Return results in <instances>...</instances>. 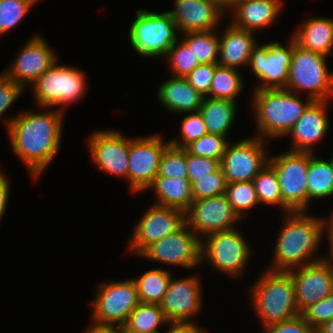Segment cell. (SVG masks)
<instances>
[{
	"label": "cell",
	"mask_w": 333,
	"mask_h": 333,
	"mask_svg": "<svg viewBox=\"0 0 333 333\" xmlns=\"http://www.w3.org/2000/svg\"><path fill=\"white\" fill-rule=\"evenodd\" d=\"M218 29L205 32H186L181 38L200 64L218 63L219 61V33ZM217 31V32H216Z\"/></svg>",
	"instance_id": "d6a6232c"
},
{
	"label": "cell",
	"mask_w": 333,
	"mask_h": 333,
	"mask_svg": "<svg viewBox=\"0 0 333 333\" xmlns=\"http://www.w3.org/2000/svg\"><path fill=\"white\" fill-rule=\"evenodd\" d=\"M165 59L169 66V73L174 77H185L200 64L195 58L192 48H189L180 38L168 50Z\"/></svg>",
	"instance_id": "d590c367"
},
{
	"label": "cell",
	"mask_w": 333,
	"mask_h": 333,
	"mask_svg": "<svg viewBox=\"0 0 333 333\" xmlns=\"http://www.w3.org/2000/svg\"><path fill=\"white\" fill-rule=\"evenodd\" d=\"M283 2L284 0H237L227 12L233 16L229 23L242 30H264L280 17L284 9Z\"/></svg>",
	"instance_id": "603a6c76"
},
{
	"label": "cell",
	"mask_w": 333,
	"mask_h": 333,
	"mask_svg": "<svg viewBox=\"0 0 333 333\" xmlns=\"http://www.w3.org/2000/svg\"><path fill=\"white\" fill-rule=\"evenodd\" d=\"M186 224L202 239L208 234L230 230L240 222L225 194L195 200L185 212Z\"/></svg>",
	"instance_id": "d6986e66"
},
{
	"label": "cell",
	"mask_w": 333,
	"mask_h": 333,
	"mask_svg": "<svg viewBox=\"0 0 333 333\" xmlns=\"http://www.w3.org/2000/svg\"><path fill=\"white\" fill-rule=\"evenodd\" d=\"M287 42L286 46L276 41L257 43L253 48L247 68L259 82L254 90L286 87L295 46L292 36Z\"/></svg>",
	"instance_id": "8fae6325"
},
{
	"label": "cell",
	"mask_w": 333,
	"mask_h": 333,
	"mask_svg": "<svg viewBox=\"0 0 333 333\" xmlns=\"http://www.w3.org/2000/svg\"><path fill=\"white\" fill-rule=\"evenodd\" d=\"M146 190H153L157 199L154 204L177 208L186 212L192 204L193 194L188 178L156 176Z\"/></svg>",
	"instance_id": "4316f807"
},
{
	"label": "cell",
	"mask_w": 333,
	"mask_h": 333,
	"mask_svg": "<svg viewBox=\"0 0 333 333\" xmlns=\"http://www.w3.org/2000/svg\"><path fill=\"white\" fill-rule=\"evenodd\" d=\"M84 333H123L122 328L115 326L99 325L91 322Z\"/></svg>",
	"instance_id": "f907efd6"
},
{
	"label": "cell",
	"mask_w": 333,
	"mask_h": 333,
	"mask_svg": "<svg viewBox=\"0 0 333 333\" xmlns=\"http://www.w3.org/2000/svg\"><path fill=\"white\" fill-rule=\"evenodd\" d=\"M253 182L261 205L276 206L281 208L284 214L292 212L282 202L278 177L269 163L257 174Z\"/></svg>",
	"instance_id": "836d02e7"
},
{
	"label": "cell",
	"mask_w": 333,
	"mask_h": 333,
	"mask_svg": "<svg viewBox=\"0 0 333 333\" xmlns=\"http://www.w3.org/2000/svg\"><path fill=\"white\" fill-rule=\"evenodd\" d=\"M287 272L293 280L300 314L333 292V273L329 263L320 260Z\"/></svg>",
	"instance_id": "ffe728a7"
},
{
	"label": "cell",
	"mask_w": 333,
	"mask_h": 333,
	"mask_svg": "<svg viewBox=\"0 0 333 333\" xmlns=\"http://www.w3.org/2000/svg\"><path fill=\"white\" fill-rule=\"evenodd\" d=\"M225 196L241 220L252 208L260 205L253 181L227 184Z\"/></svg>",
	"instance_id": "e575fe53"
},
{
	"label": "cell",
	"mask_w": 333,
	"mask_h": 333,
	"mask_svg": "<svg viewBox=\"0 0 333 333\" xmlns=\"http://www.w3.org/2000/svg\"><path fill=\"white\" fill-rule=\"evenodd\" d=\"M157 176L188 178L186 149L169 144L162 154Z\"/></svg>",
	"instance_id": "f35d334b"
},
{
	"label": "cell",
	"mask_w": 333,
	"mask_h": 333,
	"mask_svg": "<svg viewBox=\"0 0 333 333\" xmlns=\"http://www.w3.org/2000/svg\"><path fill=\"white\" fill-rule=\"evenodd\" d=\"M168 329L164 333H207L196 322L195 323H168Z\"/></svg>",
	"instance_id": "681fc988"
},
{
	"label": "cell",
	"mask_w": 333,
	"mask_h": 333,
	"mask_svg": "<svg viewBox=\"0 0 333 333\" xmlns=\"http://www.w3.org/2000/svg\"><path fill=\"white\" fill-rule=\"evenodd\" d=\"M329 157L332 159V164H333V153Z\"/></svg>",
	"instance_id": "db71d44e"
},
{
	"label": "cell",
	"mask_w": 333,
	"mask_h": 333,
	"mask_svg": "<svg viewBox=\"0 0 333 333\" xmlns=\"http://www.w3.org/2000/svg\"><path fill=\"white\" fill-rule=\"evenodd\" d=\"M263 333H315V330L300 314L292 319L263 327Z\"/></svg>",
	"instance_id": "bcb514c9"
},
{
	"label": "cell",
	"mask_w": 333,
	"mask_h": 333,
	"mask_svg": "<svg viewBox=\"0 0 333 333\" xmlns=\"http://www.w3.org/2000/svg\"><path fill=\"white\" fill-rule=\"evenodd\" d=\"M168 327V321L158 304L142 303L130 313L123 333H162L160 327Z\"/></svg>",
	"instance_id": "f546056e"
},
{
	"label": "cell",
	"mask_w": 333,
	"mask_h": 333,
	"mask_svg": "<svg viewBox=\"0 0 333 333\" xmlns=\"http://www.w3.org/2000/svg\"><path fill=\"white\" fill-rule=\"evenodd\" d=\"M251 136L226 146L220 166L228 184L253 181L269 162L267 141Z\"/></svg>",
	"instance_id": "7c38bea8"
},
{
	"label": "cell",
	"mask_w": 333,
	"mask_h": 333,
	"mask_svg": "<svg viewBox=\"0 0 333 333\" xmlns=\"http://www.w3.org/2000/svg\"><path fill=\"white\" fill-rule=\"evenodd\" d=\"M307 194L308 209L312 200L333 196V164L330 157L323 159L316 153L309 152Z\"/></svg>",
	"instance_id": "f1b7e54d"
},
{
	"label": "cell",
	"mask_w": 333,
	"mask_h": 333,
	"mask_svg": "<svg viewBox=\"0 0 333 333\" xmlns=\"http://www.w3.org/2000/svg\"><path fill=\"white\" fill-rule=\"evenodd\" d=\"M214 2L220 9H222L226 14L233 7L237 0H210Z\"/></svg>",
	"instance_id": "816d5d0a"
},
{
	"label": "cell",
	"mask_w": 333,
	"mask_h": 333,
	"mask_svg": "<svg viewBox=\"0 0 333 333\" xmlns=\"http://www.w3.org/2000/svg\"><path fill=\"white\" fill-rule=\"evenodd\" d=\"M64 117L63 111L44 107L36 112L27 109L2 120L12 152L23 161L31 179H38L57 156Z\"/></svg>",
	"instance_id": "6da1fadb"
},
{
	"label": "cell",
	"mask_w": 333,
	"mask_h": 333,
	"mask_svg": "<svg viewBox=\"0 0 333 333\" xmlns=\"http://www.w3.org/2000/svg\"><path fill=\"white\" fill-rule=\"evenodd\" d=\"M217 65L218 63L199 64L185 78L196 91L203 96H208Z\"/></svg>",
	"instance_id": "7bdbcfd3"
},
{
	"label": "cell",
	"mask_w": 333,
	"mask_h": 333,
	"mask_svg": "<svg viewBox=\"0 0 333 333\" xmlns=\"http://www.w3.org/2000/svg\"><path fill=\"white\" fill-rule=\"evenodd\" d=\"M249 290L251 307L262 327L300 315L293 280L286 271L264 269Z\"/></svg>",
	"instance_id": "277c9868"
},
{
	"label": "cell",
	"mask_w": 333,
	"mask_h": 333,
	"mask_svg": "<svg viewBox=\"0 0 333 333\" xmlns=\"http://www.w3.org/2000/svg\"><path fill=\"white\" fill-rule=\"evenodd\" d=\"M240 69L217 65L209 89L210 98L227 99L237 102V97L244 92V77Z\"/></svg>",
	"instance_id": "1f68e13d"
},
{
	"label": "cell",
	"mask_w": 333,
	"mask_h": 333,
	"mask_svg": "<svg viewBox=\"0 0 333 333\" xmlns=\"http://www.w3.org/2000/svg\"><path fill=\"white\" fill-rule=\"evenodd\" d=\"M255 34L227 24L219 34L218 65L237 70L241 66L247 67L253 48L259 43Z\"/></svg>",
	"instance_id": "cb8c5ba5"
},
{
	"label": "cell",
	"mask_w": 333,
	"mask_h": 333,
	"mask_svg": "<svg viewBox=\"0 0 333 333\" xmlns=\"http://www.w3.org/2000/svg\"><path fill=\"white\" fill-rule=\"evenodd\" d=\"M178 33L172 16L166 10L159 13L138 9L128 30V41L138 55L161 59L178 40Z\"/></svg>",
	"instance_id": "8992f818"
},
{
	"label": "cell",
	"mask_w": 333,
	"mask_h": 333,
	"mask_svg": "<svg viewBox=\"0 0 333 333\" xmlns=\"http://www.w3.org/2000/svg\"><path fill=\"white\" fill-rule=\"evenodd\" d=\"M182 121L180 122V138L169 140V143L173 146L179 148H185L192 141L201 138L203 135L207 134V128L202 118V114L197 112L183 113Z\"/></svg>",
	"instance_id": "ab89813d"
},
{
	"label": "cell",
	"mask_w": 333,
	"mask_h": 333,
	"mask_svg": "<svg viewBox=\"0 0 333 333\" xmlns=\"http://www.w3.org/2000/svg\"><path fill=\"white\" fill-rule=\"evenodd\" d=\"M237 103L227 99H215L205 96L199 112L209 134H217L228 138L235 122Z\"/></svg>",
	"instance_id": "83f0119b"
},
{
	"label": "cell",
	"mask_w": 333,
	"mask_h": 333,
	"mask_svg": "<svg viewBox=\"0 0 333 333\" xmlns=\"http://www.w3.org/2000/svg\"><path fill=\"white\" fill-rule=\"evenodd\" d=\"M186 165L188 180L192 184L194 181L213 173L220 167V162L216 159L198 157L191 155L186 150Z\"/></svg>",
	"instance_id": "ee69618b"
},
{
	"label": "cell",
	"mask_w": 333,
	"mask_h": 333,
	"mask_svg": "<svg viewBox=\"0 0 333 333\" xmlns=\"http://www.w3.org/2000/svg\"><path fill=\"white\" fill-rule=\"evenodd\" d=\"M26 89L13 79L0 74V118L12 107Z\"/></svg>",
	"instance_id": "f6af8a7d"
},
{
	"label": "cell",
	"mask_w": 333,
	"mask_h": 333,
	"mask_svg": "<svg viewBox=\"0 0 333 333\" xmlns=\"http://www.w3.org/2000/svg\"><path fill=\"white\" fill-rule=\"evenodd\" d=\"M58 61L30 85V90L40 109L57 108L65 112L68 105L84 97L88 83L85 72L77 66L60 65Z\"/></svg>",
	"instance_id": "5b68a950"
},
{
	"label": "cell",
	"mask_w": 333,
	"mask_h": 333,
	"mask_svg": "<svg viewBox=\"0 0 333 333\" xmlns=\"http://www.w3.org/2000/svg\"><path fill=\"white\" fill-rule=\"evenodd\" d=\"M199 275L173 278L160 303L168 323H195L202 311L203 293Z\"/></svg>",
	"instance_id": "2e32d148"
},
{
	"label": "cell",
	"mask_w": 333,
	"mask_h": 333,
	"mask_svg": "<svg viewBox=\"0 0 333 333\" xmlns=\"http://www.w3.org/2000/svg\"><path fill=\"white\" fill-rule=\"evenodd\" d=\"M205 237L201 239V262L207 261L210 267L233 279L246 273L253 251L241 230L235 227Z\"/></svg>",
	"instance_id": "ba28073f"
},
{
	"label": "cell",
	"mask_w": 333,
	"mask_h": 333,
	"mask_svg": "<svg viewBox=\"0 0 333 333\" xmlns=\"http://www.w3.org/2000/svg\"><path fill=\"white\" fill-rule=\"evenodd\" d=\"M123 134L117 129L94 131L87 146L91 162L99 170L128 181L129 138Z\"/></svg>",
	"instance_id": "e0dca14e"
},
{
	"label": "cell",
	"mask_w": 333,
	"mask_h": 333,
	"mask_svg": "<svg viewBox=\"0 0 333 333\" xmlns=\"http://www.w3.org/2000/svg\"><path fill=\"white\" fill-rule=\"evenodd\" d=\"M303 21L291 35L296 44L325 56L333 54V18L316 15Z\"/></svg>",
	"instance_id": "484cf974"
},
{
	"label": "cell",
	"mask_w": 333,
	"mask_h": 333,
	"mask_svg": "<svg viewBox=\"0 0 333 333\" xmlns=\"http://www.w3.org/2000/svg\"><path fill=\"white\" fill-rule=\"evenodd\" d=\"M186 223L185 212L177 208L151 204L137 221L128 250L139 256L152 243L174 233Z\"/></svg>",
	"instance_id": "9a60e30c"
},
{
	"label": "cell",
	"mask_w": 333,
	"mask_h": 333,
	"mask_svg": "<svg viewBox=\"0 0 333 333\" xmlns=\"http://www.w3.org/2000/svg\"><path fill=\"white\" fill-rule=\"evenodd\" d=\"M173 4L174 8L166 11L172 16L179 34L220 28L227 15L210 0H175Z\"/></svg>",
	"instance_id": "44dd1931"
},
{
	"label": "cell",
	"mask_w": 333,
	"mask_h": 333,
	"mask_svg": "<svg viewBox=\"0 0 333 333\" xmlns=\"http://www.w3.org/2000/svg\"><path fill=\"white\" fill-rule=\"evenodd\" d=\"M138 257L153 263L195 269L202 264L201 239L185 223L174 233L152 243Z\"/></svg>",
	"instance_id": "4fadbf2b"
},
{
	"label": "cell",
	"mask_w": 333,
	"mask_h": 333,
	"mask_svg": "<svg viewBox=\"0 0 333 333\" xmlns=\"http://www.w3.org/2000/svg\"><path fill=\"white\" fill-rule=\"evenodd\" d=\"M229 140L225 136L207 133L201 138L192 141L185 149L191 155L216 159L221 163Z\"/></svg>",
	"instance_id": "74e56055"
},
{
	"label": "cell",
	"mask_w": 333,
	"mask_h": 333,
	"mask_svg": "<svg viewBox=\"0 0 333 333\" xmlns=\"http://www.w3.org/2000/svg\"><path fill=\"white\" fill-rule=\"evenodd\" d=\"M96 291V296L90 303V318L95 324L122 328L130 313L140 303L132 278L103 282Z\"/></svg>",
	"instance_id": "9c48e42d"
},
{
	"label": "cell",
	"mask_w": 333,
	"mask_h": 333,
	"mask_svg": "<svg viewBox=\"0 0 333 333\" xmlns=\"http://www.w3.org/2000/svg\"><path fill=\"white\" fill-rule=\"evenodd\" d=\"M275 170L282 202L293 211L308 210L307 172L309 152L286 151L269 156Z\"/></svg>",
	"instance_id": "30bf717a"
},
{
	"label": "cell",
	"mask_w": 333,
	"mask_h": 333,
	"mask_svg": "<svg viewBox=\"0 0 333 333\" xmlns=\"http://www.w3.org/2000/svg\"><path fill=\"white\" fill-rule=\"evenodd\" d=\"M328 219V220H327ZM327 236V237H326ZM324 237L327 239L329 242V253L327 256H323L321 260L329 263L331 266H333V213L331 212V215L329 218L324 219V224H323V240Z\"/></svg>",
	"instance_id": "c3c4849f"
},
{
	"label": "cell",
	"mask_w": 333,
	"mask_h": 333,
	"mask_svg": "<svg viewBox=\"0 0 333 333\" xmlns=\"http://www.w3.org/2000/svg\"><path fill=\"white\" fill-rule=\"evenodd\" d=\"M38 0H0V36L19 24Z\"/></svg>",
	"instance_id": "8d00e7d4"
},
{
	"label": "cell",
	"mask_w": 333,
	"mask_h": 333,
	"mask_svg": "<svg viewBox=\"0 0 333 333\" xmlns=\"http://www.w3.org/2000/svg\"><path fill=\"white\" fill-rule=\"evenodd\" d=\"M171 270L166 268L149 269L137 278L136 284L139 301L160 305L171 280Z\"/></svg>",
	"instance_id": "4dcf8cb0"
},
{
	"label": "cell",
	"mask_w": 333,
	"mask_h": 333,
	"mask_svg": "<svg viewBox=\"0 0 333 333\" xmlns=\"http://www.w3.org/2000/svg\"><path fill=\"white\" fill-rule=\"evenodd\" d=\"M330 101H313L294 124L286 137H291L290 151L315 153L313 147L321 143L330 129L328 104Z\"/></svg>",
	"instance_id": "7402d4cb"
},
{
	"label": "cell",
	"mask_w": 333,
	"mask_h": 333,
	"mask_svg": "<svg viewBox=\"0 0 333 333\" xmlns=\"http://www.w3.org/2000/svg\"><path fill=\"white\" fill-rule=\"evenodd\" d=\"M163 135L155 133L146 137L129 138L128 186L132 193H141L158 175L165 148Z\"/></svg>",
	"instance_id": "5bb4252c"
},
{
	"label": "cell",
	"mask_w": 333,
	"mask_h": 333,
	"mask_svg": "<svg viewBox=\"0 0 333 333\" xmlns=\"http://www.w3.org/2000/svg\"><path fill=\"white\" fill-rule=\"evenodd\" d=\"M44 37L34 34L19 49L15 58L2 73L25 89L33 84L58 59L56 52Z\"/></svg>",
	"instance_id": "ac0fdd59"
},
{
	"label": "cell",
	"mask_w": 333,
	"mask_h": 333,
	"mask_svg": "<svg viewBox=\"0 0 333 333\" xmlns=\"http://www.w3.org/2000/svg\"><path fill=\"white\" fill-rule=\"evenodd\" d=\"M156 95L162 107L175 115L199 111L205 97L185 77L171 75L159 86Z\"/></svg>",
	"instance_id": "d4e9b609"
},
{
	"label": "cell",
	"mask_w": 333,
	"mask_h": 333,
	"mask_svg": "<svg viewBox=\"0 0 333 333\" xmlns=\"http://www.w3.org/2000/svg\"><path fill=\"white\" fill-rule=\"evenodd\" d=\"M315 333H333V318L318 328Z\"/></svg>",
	"instance_id": "f5cc1de1"
},
{
	"label": "cell",
	"mask_w": 333,
	"mask_h": 333,
	"mask_svg": "<svg viewBox=\"0 0 333 333\" xmlns=\"http://www.w3.org/2000/svg\"><path fill=\"white\" fill-rule=\"evenodd\" d=\"M283 216L271 258L273 263L266 269L287 272L320 261L322 255L317 250L323 244L324 217L318 218L308 211H293Z\"/></svg>",
	"instance_id": "7a4b0ae2"
},
{
	"label": "cell",
	"mask_w": 333,
	"mask_h": 333,
	"mask_svg": "<svg viewBox=\"0 0 333 333\" xmlns=\"http://www.w3.org/2000/svg\"><path fill=\"white\" fill-rule=\"evenodd\" d=\"M301 315L316 331L333 318V292L306 308Z\"/></svg>",
	"instance_id": "b9f144b4"
},
{
	"label": "cell",
	"mask_w": 333,
	"mask_h": 333,
	"mask_svg": "<svg viewBox=\"0 0 333 333\" xmlns=\"http://www.w3.org/2000/svg\"><path fill=\"white\" fill-rule=\"evenodd\" d=\"M227 184L223 169L220 166L213 173L207 174L191 184L193 200L225 194Z\"/></svg>",
	"instance_id": "60d3db41"
},
{
	"label": "cell",
	"mask_w": 333,
	"mask_h": 333,
	"mask_svg": "<svg viewBox=\"0 0 333 333\" xmlns=\"http://www.w3.org/2000/svg\"><path fill=\"white\" fill-rule=\"evenodd\" d=\"M252 94L257 129L254 135L266 141L286 137L313 102L285 88L253 90Z\"/></svg>",
	"instance_id": "3957f363"
},
{
	"label": "cell",
	"mask_w": 333,
	"mask_h": 333,
	"mask_svg": "<svg viewBox=\"0 0 333 333\" xmlns=\"http://www.w3.org/2000/svg\"><path fill=\"white\" fill-rule=\"evenodd\" d=\"M326 57L295 42L285 89L305 93V97L313 101H330L333 98V71H329Z\"/></svg>",
	"instance_id": "52a82bcc"
},
{
	"label": "cell",
	"mask_w": 333,
	"mask_h": 333,
	"mask_svg": "<svg viewBox=\"0 0 333 333\" xmlns=\"http://www.w3.org/2000/svg\"><path fill=\"white\" fill-rule=\"evenodd\" d=\"M0 168V221L8 207L9 194L11 189V180L9 176L5 174L4 171Z\"/></svg>",
	"instance_id": "7dc6e473"
}]
</instances>
